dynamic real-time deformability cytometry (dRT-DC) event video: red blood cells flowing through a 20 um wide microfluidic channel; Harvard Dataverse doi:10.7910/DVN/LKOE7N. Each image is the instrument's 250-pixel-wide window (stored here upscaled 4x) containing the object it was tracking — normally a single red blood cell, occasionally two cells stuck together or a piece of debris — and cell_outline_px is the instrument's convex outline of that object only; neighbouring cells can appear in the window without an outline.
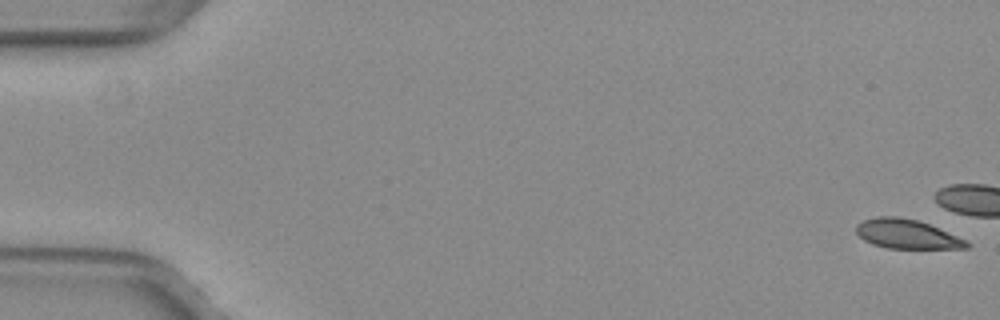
{"species": "common noctule bat (a hibernating species)", "species_latin": "Nyctalus noctula", "temperature_condition": "warm", "stored_images_in_passage": 12, "camera_frame_rate_fps": 3000, "um_per_image_px": 0.085, "animal": {"sex": "female", "body_mass_g": 29.2, "forearm_length_mm": 56.3}, "frame": {"image": 1, "passage_image": 1, "time_ms": 0.0, "image_size_px": [1000, 320], "cell_outline_px": [[972, 244], [968, 248], [888, 248], [872, 244], [864, 240], [856, 232], [856, 224], [864, 220], [876, 216], [900, 216], [920, 220], [956, 236]], "centroid_in_image_um": [77.05, 19.88], "position_along_channel_um": 7.9, "area_um2": 18.79}}